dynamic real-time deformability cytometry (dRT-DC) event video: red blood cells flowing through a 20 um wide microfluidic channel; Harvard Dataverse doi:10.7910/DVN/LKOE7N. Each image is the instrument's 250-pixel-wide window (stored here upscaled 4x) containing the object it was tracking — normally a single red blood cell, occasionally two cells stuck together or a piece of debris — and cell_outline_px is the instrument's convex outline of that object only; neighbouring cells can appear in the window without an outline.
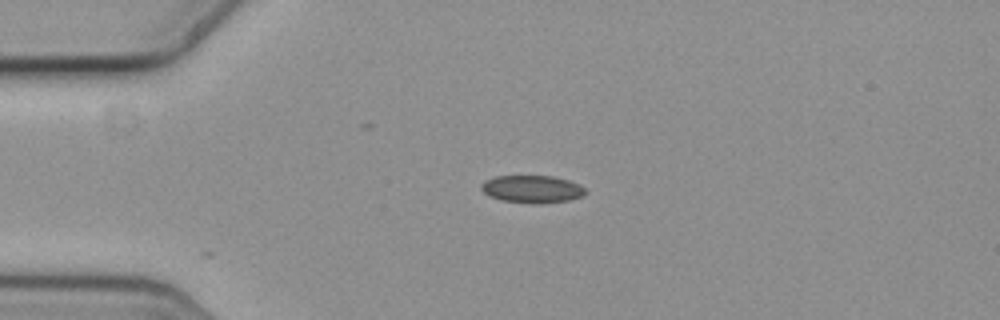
{"species": "common noctule bat (a hibernating species)", "species_latin": "Nyctalus noctula", "temperature_condition": "cold", "stored_images_in_passage": 8, "camera_frame_rate_fps": 3000, "um_per_image_px": 0.085, "animal": {"sex": "female", "body_mass_g": 19.3, "forearm_length_mm": 54.1}, "frame": {"image": 1, "passage_image": 1, "time_ms": 0.0, "image_size_px": [1000, 320], "cell_outline_px": [[588, 192], [580, 196], [568, 200], [540, 204], [500, 200], [488, 196], [480, 188], [480, 184], [484, 180], [496, 176], [552, 176], [568, 180], [580, 184]], "centroid_in_image_um": [45.2, 16.07], "position_along_channel_um": 39.8, "area_um2": 16.76}}
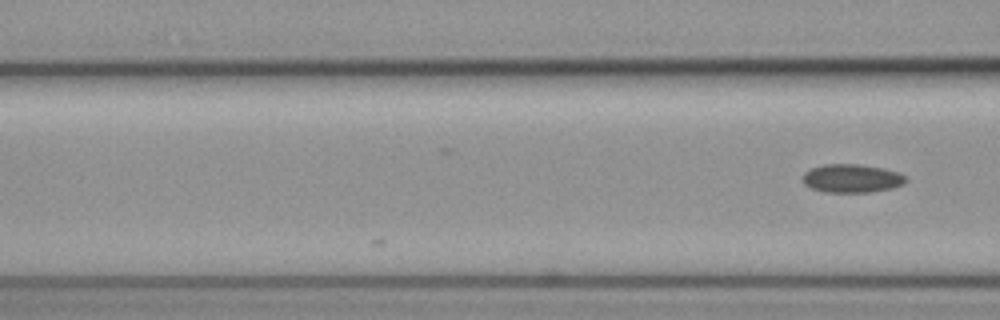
{"frame": {"image": 2, "passage_image": 8, "time_ms": 2.333, "image_size_px": [1000, 320], "cell_outline_px": [[908, 180], [904, 184], [892, 188], [868, 192], [824, 192], [812, 188], [804, 184], [804, 172], [812, 168], [824, 164], [860, 164], [884, 168], [900, 172]], "centroid_in_image_um": [72.44, 15.15], "position_along_channel_um": 94.2, "area_um2": 17.11}}